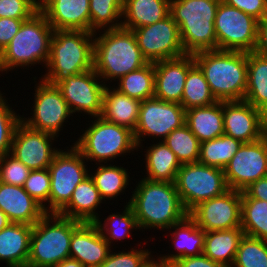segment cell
<instances>
[{"label": "cell", "instance_id": "cell-43", "mask_svg": "<svg viewBox=\"0 0 267 267\" xmlns=\"http://www.w3.org/2000/svg\"><path fill=\"white\" fill-rule=\"evenodd\" d=\"M50 183L51 178L48 169H40L31 170L23 186L24 190L44 208L45 212L47 202L49 204Z\"/></svg>", "mask_w": 267, "mask_h": 267}, {"label": "cell", "instance_id": "cell-37", "mask_svg": "<svg viewBox=\"0 0 267 267\" xmlns=\"http://www.w3.org/2000/svg\"><path fill=\"white\" fill-rule=\"evenodd\" d=\"M111 165L99 164L95 173H89L103 201L105 198H110V200L116 198L124 192L123 190L129 183V175L126 169Z\"/></svg>", "mask_w": 267, "mask_h": 267}, {"label": "cell", "instance_id": "cell-34", "mask_svg": "<svg viewBox=\"0 0 267 267\" xmlns=\"http://www.w3.org/2000/svg\"><path fill=\"white\" fill-rule=\"evenodd\" d=\"M116 81H119L116 89L130 98L140 101L152 98L155 93L154 63L148 62L145 66L122 76Z\"/></svg>", "mask_w": 267, "mask_h": 267}, {"label": "cell", "instance_id": "cell-10", "mask_svg": "<svg viewBox=\"0 0 267 267\" xmlns=\"http://www.w3.org/2000/svg\"><path fill=\"white\" fill-rule=\"evenodd\" d=\"M70 148L67 152L60 149L49 165L51 183L46 213H58L69 202L76 186L89 176L83 155L74 146Z\"/></svg>", "mask_w": 267, "mask_h": 267}, {"label": "cell", "instance_id": "cell-49", "mask_svg": "<svg viewBox=\"0 0 267 267\" xmlns=\"http://www.w3.org/2000/svg\"><path fill=\"white\" fill-rule=\"evenodd\" d=\"M176 267H224L210 258H208L203 253L197 256L180 258L174 261Z\"/></svg>", "mask_w": 267, "mask_h": 267}, {"label": "cell", "instance_id": "cell-33", "mask_svg": "<svg viewBox=\"0 0 267 267\" xmlns=\"http://www.w3.org/2000/svg\"><path fill=\"white\" fill-rule=\"evenodd\" d=\"M242 144V141L226 134L201 142L198 162L224 169Z\"/></svg>", "mask_w": 267, "mask_h": 267}, {"label": "cell", "instance_id": "cell-9", "mask_svg": "<svg viewBox=\"0 0 267 267\" xmlns=\"http://www.w3.org/2000/svg\"><path fill=\"white\" fill-rule=\"evenodd\" d=\"M174 183L188 212L200 202L220 196L229 190L224 169L199 162L182 164Z\"/></svg>", "mask_w": 267, "mask_h": 267}, {"label": "cell", "instance_id": "cell-42", "mask_svg": "<svg viewBox=\"0 0 267 267\" xmlns=\"http://www.w3.org/2000/svg\"><path fill=\"white\" fill-rule=\"evenodd\" d=\"M2 95L0 92V157L10 153L15 129L21 122L19 114L9 107Z\"/></svg>", "mask_w": 267, "mask_h": 267}, {"label": "cell", "instance_id": "cell-44", "mask_svg": "<svg viewBox=\"0 0 267 267\" xmlns=\"http://www.w3.org/2000/svg\"><path fill=\"white\" fill-rule=\"evenodd\" d=\"M31 170L10 153L0 157V182L24 186Z\"/></svg>", "mask_w": 267, "mask_h": 267}, {"label": "cell", "instance_id": "cell-28", "mask_svg": "<svg viewBox=\"0 0 267 267\" xmlns=\"http://www.w3.org/2000/svg\"><path fill=\"white\" fill-rule=\"evenodd\" d=\"M171 0H124L121 27L133 30L154 24L170 15Z\"/></svg>", "mask_w": 267, "mask_h": 267}, {"label": "cell", "instance_id": "cell-40", "mask_svg": "<svg viewBox=\"0 0 267 267\" xmlns=\"http://www.w3.org/2000/svg\"><path fill=\"white\" fill-rule=\"evenodd\" d=\"M122 214H110L102 224L99 219L95 222L104 239L110 245L112 240H122L130 237V231L139 229L135 214L129 203L124 207ZM136 227V228H135ZM111 240V241H110Z\"/></svg>", "mask_w": 267, "mask_h": 267}, {"label": "cell", "instance_id": "cell-39", "mask_svg": "<svg viewBox=\"0 0 267 267\" xmlns=\"http://www.w3.org/2000/svg\"><path fill=\"white\" fill-rule=\"evenodd\" d=\"M163 141L174 152L181 165L198 162L201 142L186 124L174 129Z\"/></svg>", "mask_w": 267, "mask_h": 267}, {"label": "cell", "instance_id": "cell-1", "mask_svg": "<svg viewBox=\"0 0 267 267\" xmlns=\"http://www.w3.org/2000/svg\"><path fill=\"white\" fill-rule=\"evenodd\" d=\"M132 193L128 203L135 214L139 229H169L189 215L175 183L151 181L144 177Z\"/></svg>", "mask_w": 267, "mask_h": 267}, {"label": "cell", "instance_id": "cell-50", "mask_svg": "<svg viewBox=\"0 0 267 267\" xmlns=\"http://www.w3.org/2000/svg\"><path fill=\"white\" fill-rule=\"evenodd\" d=\"M242 198H255L267 201V176L252 182L241 191Z\"/></svg>", "mask_w": 267, "mask_h": 267}, {"label": "cell", "instance_id": "cell-19", "mask_svg": "<svg viewBox=\"0 0 267 267\" xmlns=\"http://www.w3.org/2000/svg\"><path fill=\"white\" fill-rule=\"evenodd\" d=\"M224 134L243 143L267 134V116L245 100L223 102Z\"/></svg>", "mask_w": 267, "mask_h": 267}, {"label": "cell", "instance_id": "cell-31", "mask_svg": "<svg viewBox=\"0 0 267 267\" xmlns=\"http://www.w3.org/2000/svg\"><path fill=\"white\" fill-rule=\"evenodd\" d=\"M245 101L267 116V57L247 53V89Z\"/></svg>", "mask_w": 267, "mask_h": 267}, {"label": "cell", "instance_id": "cell-25", "mask_svg": "<svg viewBox=\"0 0 267 267\" xmlns=\"http://www.w3.org/2000/svg\"><path fill=\"white\" fill-rule=\"evenodd\" d=\"M102 200L89 175L76 186L69 202L57 214L84 223H95L100 219L95 211Z\"/></svg>", "mask_w": 267, "mask_h": 267}, {"label": "cell", "instance_id": "cell-47", "mask_svg": "<svg viewBox=\"0 0 267 267\" xmlns=\"http://www.w3.org/2000/svg\"><path fill=\"white\" fill-rule=\"evenodd\" d=\"M258 21L267 14V0H222Z\"/></svg>", "mask_w": 267, "mask_h": 267}, {"label": "cell", "instance_id": "cell-15", "mask_svg": "<svg viewBox=\"0 0 267 267\" xmlns=\"http://www.w3.org/2000/svg\"><path fill=\"white\" fill-rule=\"evenodd\" d=\"M224 174L228 188L239 191L267 176V134L255 142L243 143Z\"/></svg>", "mask_w": 267, "mask_h": 267}, {"label": "cell", "instance_id": "cell-26", "mask_svg": "<svg viewBox=\"0 0 267 267\" xmlns=\"http://www.w3.org/2000/svg\"><path fill=\"white\" fill-rule=\"evenodd\" d=\"M110 88L106 86L104 90L100 117L134 132L141 101L130 98L116 88Z\"/></svg>", "mask_w": 267, "mask_h": 267}, {"label": "cell", "instance_id": "cell-6", "mask_svg": "<svg viewBox=\"0 0 267 267\" xmlns=\"http://www.w3.org/2000/svg\"><path fill=\"white\" fill-rule=\"evenodd\" d=\"M53 33L52 26L40 10L24 20L18 33L1 52L0 71L7 72L15 67H29L37 63H45L46 67Z\"/></svg>", "mask_w": 267, "mask_h": 267}, {"label": "cell", "instance_id": "cell-18", "mask_svg": "<svg viewBox=\"0 0 267 267\" xmlns=\"http://www.w3.org/2000/svg\"><path fill=\"white\" fill-rule=\"evenodd\" d=\"M55 137L20 122L15 129L10 154L30 170L48 169L59 151L51 146Z\"/></svg>", "mask_w": 267, "mask_h": 267}, {"label": "cell", "instance_id": "cell-24", "mask_svg": "<svg viewBox=\"0 0 267 267\" xmlns=\"http://www.w3.org/2000/svg\"><path fill=\"white\" fill-rule=\"evenodd\" d=\"M33 226L10 223L0 230V261L9 267H27Z\"/></svg>", "mask_w": 267, "mask_h": 267}, {"label": "cell", "instance_id": "cell-36", "mask_svg": "<svg viewBox=\"0 0 267 267\" xmlns=\"http://www.w3.org/2000/svg\"><path fill=\"white\" fill-rule=\"evenodd\" d=\"M241 228L245 235L267 241V201L242 198Z\"/></svg>", "mask_w": 267, "mask_h": 267}, {"label": "cell", "instance_id": "cell-8", "mask_svg": "<svg viewBox=\"0 0 267 267\" xmlns=\"http://www.w3.org/2000/svg\"><path fill=\"white\" fill-rule=\"evenodd\" d=\"M86 131L73 143L88 160L107 163V160L139 149L134 132L98 116ZM106 161V162H105Z\"/></svg>", "mask_w": 267, "mask_h": 267}, {"label": "cell", "instance_id": "cell-54", "mask_svg": "<svg viewBox=\"0 0 267 267\" xmlns=\"http://www.w3.org/2000/svg\"><path fill=\"white\" fill-rule=\"evenodd\" d=\"M10 220L7 215L0 209V230L4 229L10 224Z\"/></svg>", "mask_w": 267, "mask_h": 267}, {"label": "cell", "instance_id": "cell-22", "mask_svg": "<svg viewBox=\"0 0 267 267\" xmlns=\"http://www.w3.org/2000/svg\"><path fill=\"white\" fill-rule=\"evenodd\" d=\"M110 246L95 223L82 222L72 233L70 258L85 267H99L107 259Z\"/></svg>", "mask_w": 267, "mask_h": 267}, {"label": "cell", "instance_id": "cell-17", "mask_svg": "<svg viewBox=\"0 0 267 267\" xmlns=\"http://www.w3.org/2000/svg\"><path fill=\"white\" fill-rule=\"evenodd\" d=\"M98 77L93 68L57 85L72 114L83 111L93 117L101 115L106 84L105 80L100 81Z\"/></svg>", "mask_w": 267, "mask_h": 267}, {"label": "cell", "instance_id": "cell-30", "mask_svg": "<svg viewBox=\"0 0 267 267\" xmlns=\"http://www.w3.org/2000/svg\"><path fill=\"white\" fill-rule=\"evenodd\" d=\"M244 231L241 227L230 230L207 231L203 254L224 267L233 266Z\"/></svg>", "mask_w": 267, "mask_h": 267}, {"label": "cell", "instance_id": "cell-14", "mask_svg": "<svg viewBox=\"0 0 267 267\" xmlns=\"http://www.w3.org/2000/svg\"><path fill=\"white\" fill-rule=\"evenodd\" d=\"M40 80L34 94L33 117L28 119L21 117V122L29 128L58 137L63 123L72 113L61 90L49 82Z\"/></svg>", "mask_w": 267, "mask_h": 267}, {"label": "cell", "instance_id": "cell-53", "mask_svg": "<svg viewBox=\"0 0 267 267\" xmlns=\"http://www.w3.org/2000/svg\"><path fill=\"white\" fill-rule=\"evenodd\" d=\"M53 267H85L79 261L73 258H67Z\"/></svg>", "mask_w": 267, "mask_h": 267}, {"label": "cell", "instance_id": "cell-16", "mask_svg": "<svg viewBox=\"0 0 267 267\" xmlns=\"http://www.w3.org/2000/svg\"><path fill=\"white\" fill-rule=\"evenodd\" d=\"M241 201V191L229 189L220 196L200 202L189 216L205 232L241 227Z\"/></svg>", "mask_w": 267, "mask_h": 267}, {"label": "cell", "instance_id": "cell-27", "mask_svg": "<svg viewBox=\"0 0 267 267\" xmlns=\"http://www.w3.org/2000/svg\"><path fill=\"white\" fill-rule=\"evenodd\" d=\"M185 124L200 142L224 134L223 102L186 110Z\"/></svg>", "mask_w": 267, "mask_h": 267}, {"label": "cell", "instance_id": "cell-7", "mask_svg": "<svg viewBox=\"0 0 267 267\" xmlns=\"http://www.w3.org/2000/svg\"><path fill=\"white\" fill-rule=\"evenodd\" d=\"M50 214L33 225L27 267H53L70 257L72 233L82 222Z\"/></svg>", "mask_w": 267, "mask_h": 267}, {"label": "cell", "instance_id": "cell-35", "mask_svg": "<svg viewBox=\"0 0 267 267\" xmlns=\"http://www.w3.org/2000/svg\"><path fill=\"white\" fill-rule=\"evenodd\" d=\"M208 82L201 69L195 64L186 77L181 105L185 110L194 107H205L216 103Z\"/></svg>", "mask_w": 267, "mask_h": 267}, {"label": "cell", "instance_id": "cell-45", "mask_svg": "<svg viewBox=\"0 0 267 267\" xmlns=\"http://www.w3.org/2000/svg\"><path fill=\"white\" fill-rule=\"evenodd\" d=\"M146 250L132 248L128 252L110 251L107 259L99 267H144L151 258V252Z\"/></svg>", "mask_w": 267, "mask_h": 267}, {"label": "cell", "instance_id": "cell-13", "mask_svg": "<svg viewBox=\"0 0 267 267\" xmlns=\"http://www.w3.org/2000/svg\"><path fill=\"white\" fill-rule=\"evenodd\" d=\"M144 58L155 63L185 55L179 27L172 16L132 30Z\"/></svg>", "mask_w": 267, "mask_h": 267}, {"label": "cell", "instance_id": "cell-52", "mask_svg": "<svg viewBox=\"0 0 267 267\" xmlns=\"http://www.w3.org/2000/svg\"><path fill=\"white\" fill-rule=\"evenodd\" d=\"M157 260L155 261V258L154 259L150 258L144 267H176L174 262L164 261L161 260L160 258H158Z\"/></svg>", "mask_w": 267, "mask_h": 267}, {"label": "cell", "instance_id": "cell-3", "mask_svg": "<svg viewBox=\"0 0 267 267\" xmlns=\"http://www.w3.org/2000/svg\"><path fill=\"white\" fill-rule=\"evenodd\" d=\"M94 32L54 30L47 73L42 80L57 86L69 77L94 68Z\"/></svg>", "mask_w": 267, "mask_h": 267}, {"label": "cell", "instance_id": "cell-29", "mask_svg": "<svg viewBox=\"0 0 267 267\" xmlns=\"http://www.w3.org/2000/svg\"><path fill=\"white\" fill-rule=\"evenodd\" d=\"M175 229L171 234L173 238L175 254H168L159 257L164 261L174 262L177 259L197 256L203 253L205 231L197 226L196 222L188 215L185 219L177 224L172 225L169 229Z\"/></svg>", "mask_w": 267, "mask_h": 267}, {"label": "cell", "instance_id": "cell-20", "mask_svg": "<svg viewBox=\"0 0 267 267\" xmlns=\"http://www.w3.org/2000/svg\"><path fill=\"white\" fill-rule=\"evenodd\" d=\"M195 65L192 54L166 59L154 63V97L168 102L181 104L188 71Z\"/></svg>", "mask_w": 267, "mask_h": 267}, {"label": "cell", "instance_id": "cell-23", "mask_svg": "<svg viewBox=\"0 0 267 267\" xmlns=\"http://www.w3.org/2000/svg\"><path fill=\"white\" fill-rule=\"evenodd\" d=\"M0 209L11 223L34 225L45 214L44 208L22 186L0 182Z\"/></svg>", "mask_w": 267, "mask_h": 267}, {"label": "cell", "instance_id": "cell-46", "mask_svg": "<svg viewBox=\"0 0 267 267\" xmlns=\"http://www.w3.org/2000/svg\"><path fill=\"white\" fill-rule=\"evenodd\" d=\"M39 10V0H0V18L29 19Z\"/></svg>", "mask_w": 267, "mask_h": 267}, {"label": "cell", "instance_id": "cell-4", "mask_svg": "<svg viewBox=\"0 0 267 267\" xmlns=\"http://www.w3.org/2000/svg\"><path fill=\"white\" fill-rule=\"evenodd\" d=\"M94 38V70L103 80H119L148 63L132 30L104 29L102 35Z\"/></svg>", "mask_w": 267, "mask_h": 267}, {"label": "cell", "instance_id": "cell-41", "mask_svg": "<svg viewBox=\"0 0 267 267\" xmlns=\"http://www.w3.org/2000/svg\"><path fill=\"white\" fill-rule=\"evenodd\" d=\"M233 265L232 267H267V241L244 234Z\"/></svg>", "mask_w": 267, "mask_h": 267}, {"label": "cell", "instance_id": "cell-32", "mask_svg": "<svg viewBox=\"0 0 267 267\" xmlns=\"http://www.w3.org/2000/svg\"><path fill=\"white\" fill-rule=\"evenodd\" d=\"M147 177L151 181H166L174 183L177 172L181 168L174 152L165 144L159 141L151 145L145 154Z\"/></svg>", "mask_w": 267, "mask_h": 267}, {"label": "cell", "instance_id": "cell-21", "mask_svg": "<svg viewBox=\"0 0 267 267\" xmlns=\"http://www.w3.org/2000/svg\"><path fill=\"white\" fill-rule=\"evenodd\" d=\"M39 10L53 30L90 32V0H39Z\"/></svg>", "mask_w": 267, "mask_h": 267}, {"label": "cell", "instance_id": "cell-51", "mask_svg": "<svg viewBox=\"0 0 267 267\" xmlns=\"http://www.w3.org/2000/svg\"><path fill=\"white\" fill-rule=\"evenodd\" d=\"M254 52L267 57V14L258 21V39Z\"/></svg>", "mask_w": 267, "mask_h": 267}, {"label": "cell", "instance_id": "cell-5", "mask_svg": "<svg viewBox=\"0 0 267 267\" xmlns=\"http://www.w3.org/2000/svg\"><path fill=\"white\" fill-rule=\"evenodd\" d=\"M220 1H170V15L179 27L185 54L217 50L214 23Z\"/></svg>", "mask_w": 267, "mask_h": 267}, {"label": "cell", "instance_id": "cell-38", "mask_svg": "<svg viewBox=\"0 0 267 267\" xmlns=\"http://www.w3.org/2000/svg\"><path fill=\"white\" fill-rule=\"evenodd\" d=\"M124 0H90V32L120 28ZM119 19H121L120 22ZM116 22V23H115ZM118 22V23H117Z\"/></svg>", "mask_w": 267, "mask_h": 267}, {"label": "cell", "instance_id": "cell-48", "mask_svg": "<svg viewBox=\"0 0 267 267\" xmlns=\"http://www.w3.org/2000/svg\"><path fill=\"white\" fill-rule=\"evenodd\" d=\"M27 19L0 18V53L9 45L18 33L23 21Z\"/></svg>", "mask_w": 267, "mask_h": 267}, {"label": "cell", "instance_id": "cell-11", "mask_svg": "<svg viewBox=\"0 0 267 267\" xmlns=\"http://www.w3.org/2000/svg\"><path fill=\"white\" fill-rule=\"evenodd\" d=\"M217 50L255 51L258 39V20L222 0L215 17Z\"/></svg>", "mask_w": 267, "mask_h": 267}, {"label": "cell", "instance_id": "cell-12", "mask_svg": "<svg viewBox=\"0 0 267 267\" xmlns=\"http://www.w3.org/2000/svg\"><path fill=\"white\" fill-rule=\"evenodd\" d=\"M185 117L186 110L180 103L162 101L156 97L141 101L134 130L137 146H142L141 141L146 135L162 138L163 141L174 129L185 124Z\"/></svg>", "mask_w": 267, "mask_h": 267}, {"label": "cell", "instance_id": "cell-2", "mask_svg": "<svg viewBox=\"0 0 267 267\" xmlns=\"http://www.w3.org/2000/svg\"><path fill=\"white\" fill-rule=\"evenodd\" d=\"M217 101L244 100L247 89V53L209 50L193 54Z\"/></svg>", "mask_w": 267, "mask_h": 267}]
</instances>
